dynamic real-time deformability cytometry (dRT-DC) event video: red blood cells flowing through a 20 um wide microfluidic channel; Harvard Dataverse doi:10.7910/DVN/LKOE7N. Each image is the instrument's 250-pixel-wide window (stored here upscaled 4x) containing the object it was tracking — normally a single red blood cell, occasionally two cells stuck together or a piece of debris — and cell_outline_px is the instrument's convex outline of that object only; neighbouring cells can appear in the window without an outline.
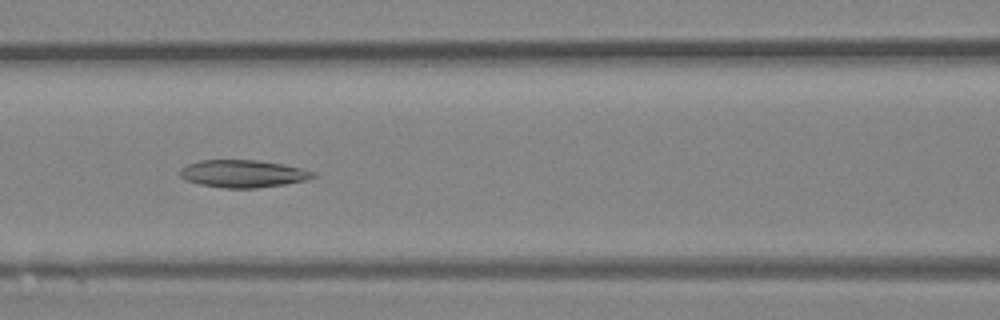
{"species": "Egyptian fruit bat (a non-hibernating species)", "species_latin": "Rousettus aegyptiacus", "temperature_condition": "room temperature", "stored_images_in_passage": 39, "camera_frame_rate_fps": 3000, "um_per_image_px": 0.085, "animal": {"sex": "female"}, "frame": {"image": 1, "passage_image": 12, "time_ms": 3.667, "image_size_px": [1000, 320], "cell_outline_px": [[316, 176], [308, 180], [284, 184], [256, 188], [224, 188], [200, 184], [184, 180], [180, 176], [180, 168], [188, 164], [200, 160], [256, 160], [284, 164], [304, 168], [316, 172]], "centroid_in_image_um": [20.68, 14.76], "position_along_channel_um": 145.9, "area_um2": 21.5}}
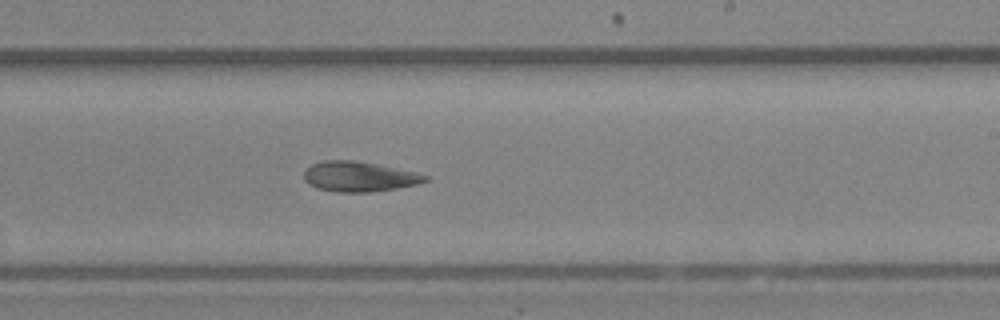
{"frame": {"image": 2, "passage_image": 20, "time_ms": 6.333, "image_size_px": [1000, 320], "cell_outline_px": [[428, 180], [416, 184], [396, 188], [368, 192], [340, 192], [316, 188], [308, 184], [304, 180], [304, 172], [312, 164], [324, 160], [352, 160], [376, 164], [416, 172], [428, 176]], "centroid_in_image_um": [30.49, 15.01], "position_along_channel_um": 258.5, "area_um2": 21.04}}
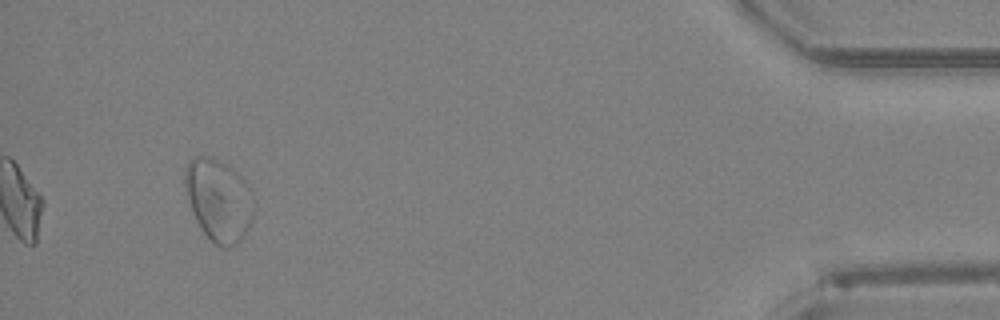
{"frame": {"image": 3, "passage_image": 36, "time_ms": 11.667, "image_size_px": [1000, 320], "cell_outline_px": [[252, 216], [244, 236], [236, 244], [228, 248], [220, 248], [204, 232], [196, 220], [184, 184], [184, 168], [196, 156], [212, 156], [228, 164], [244, 180], [252, 192]], "centroid_in_image_um": [18.58, 16.98], "position_along_channel_um": 416.6, "area_um2": 32.6}, "authors_computed_cell_mechanics": {"area_um2": 23.6402, "velocity_mm_per_s": 4.2498, "shape_relaxation_time_tau1_ms": null, "shape_relaxation_time_tau2_ms": 3.612, "deformation_change_tau1": null, "deformation_change_tau2": 0.1051}}